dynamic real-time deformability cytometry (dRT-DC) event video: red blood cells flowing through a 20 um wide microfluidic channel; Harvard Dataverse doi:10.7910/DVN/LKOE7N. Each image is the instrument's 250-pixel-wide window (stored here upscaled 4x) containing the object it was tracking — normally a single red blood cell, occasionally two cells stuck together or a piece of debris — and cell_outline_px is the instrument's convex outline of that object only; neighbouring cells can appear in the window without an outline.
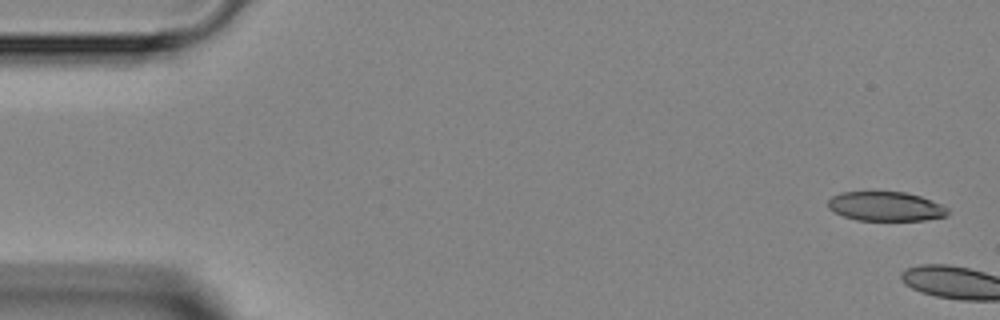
{"species": "Egyptian fruit bat (a non-hibernating species)", "species_latin": "Rousettus aegyptiacus", "temperature_condition": "room temperature", "stored_images_in_passage": 7, "camera_frame_rate_fps": 3000, "um_per_image_px": 0.085, "animal": {"sex": "female"}, "frame": {"image": 1, "passage_image": 1, "time_ms": 0.0, "image_size_px": [1000, 320], "cell_outline_px": [[948, 216], [924, 220], [856, 220], [844, 216], [828, 208], [828, 200], [832, 196], [840, 192], [904, 192], [920, 196], [940, 204], [948, 208]], "centroid_in_image_um": [75.28, 17.54], "position_along_channel_um": 9.7, "area_um2": 20.35}}